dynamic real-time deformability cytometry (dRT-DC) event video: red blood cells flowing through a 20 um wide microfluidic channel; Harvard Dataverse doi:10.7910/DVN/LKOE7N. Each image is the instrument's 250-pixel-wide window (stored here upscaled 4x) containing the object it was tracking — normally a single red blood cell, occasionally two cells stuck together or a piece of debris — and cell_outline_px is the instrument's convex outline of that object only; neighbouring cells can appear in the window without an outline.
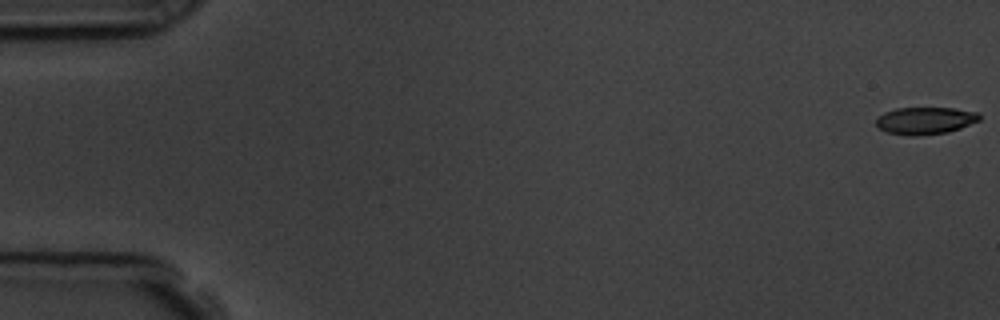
{"species": "common noctule bat (a hibernating species)", "species_latin": "Nyctalus noctula", "temperature_condition": "room temperature", "stored_images_in_passage": 58, "camera_frame_rate_fps": 3000, "um_per_image_px": 0.085, "animal": {"sex": "male", "body_mass_g": 19.5, "forearm_length_mm": 54.6}, "frame": {"image": 1, "passage_image": 1, "time_ms": 0.0, "image_size_px": [1000, 320], "cell_outline_px": [[980, 120], [960, 128], [948, 132], [916, 136], [908, 136], [888, 132], [880, 128], [876, 124], [876, 120], [884, 112], [896, 108], [952, 108], [980, 112]], "centroid_in_image_um": [78.67, 10.25], "position_along_channel_um": 6.3, "area_um2": 16.36}}
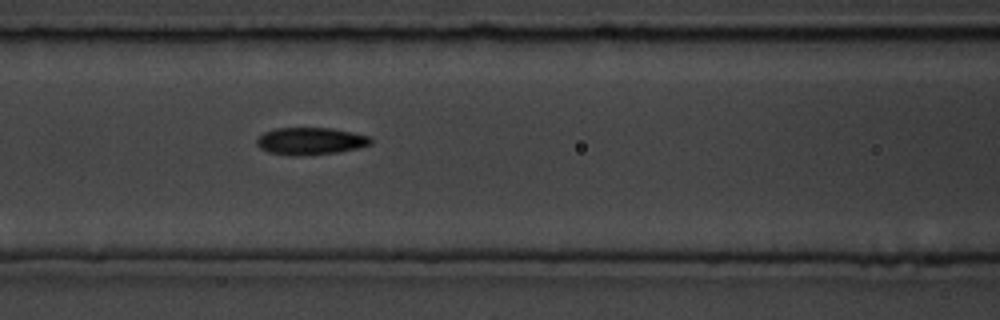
{"frame": {"image": 2, "passage_image": 25, "time_ms": 8.0, "image_size_px": [1000, 320], "cell_outline_px": [[372, 144], [340, 152], [300, 156], [288, 156], [268, 152], [260, 148], [256, 144], [256, 140], [264, 132], [276, 128], [332, 128], [372, 136]], "centroid_in_image_um": [26.4, 12.0], "position_along_channel_um": 140.2, "area_um2": 18.32}}
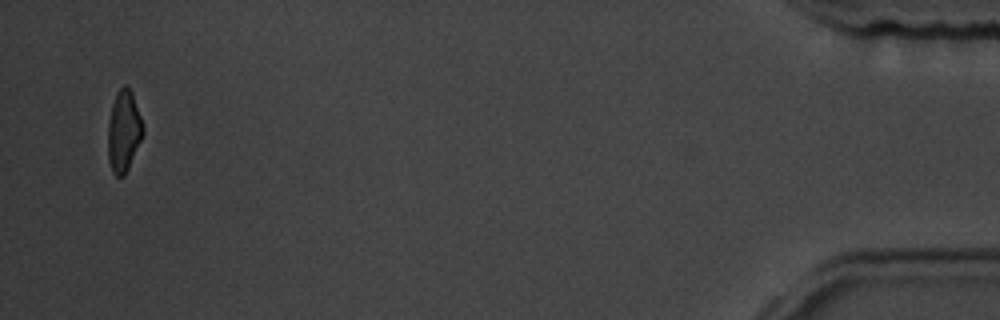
{"frame": {"image": 3, "passage_image": 56, "time_ms": 18.333, "image_size_px": [1000, 320], "cell_outline_px": [[144, 132], [128, 168], [124, 176], [116, 176], [112, 172], [108, 160], [108, 120], [112, 104], [116, 92], [124, 84], [128, 84], [132, 92], [144, 128]], "centroid_in_image_um": [10.5, 11.12], "position_along_channel_um": 424.7, "area_um2": 16.65}, "authors_computed_cell_mechanics": {"area_um2": 17.5134, "velocity_mm_per_s": 3.5889, "shape_relaxation_time_tau1_ms": 3.0516, "shape_relaxation_time_tau2_ms": 1.4504, "deformation_change_tau1": 0.1378, "deformation_change_tau2": 0.0695}}